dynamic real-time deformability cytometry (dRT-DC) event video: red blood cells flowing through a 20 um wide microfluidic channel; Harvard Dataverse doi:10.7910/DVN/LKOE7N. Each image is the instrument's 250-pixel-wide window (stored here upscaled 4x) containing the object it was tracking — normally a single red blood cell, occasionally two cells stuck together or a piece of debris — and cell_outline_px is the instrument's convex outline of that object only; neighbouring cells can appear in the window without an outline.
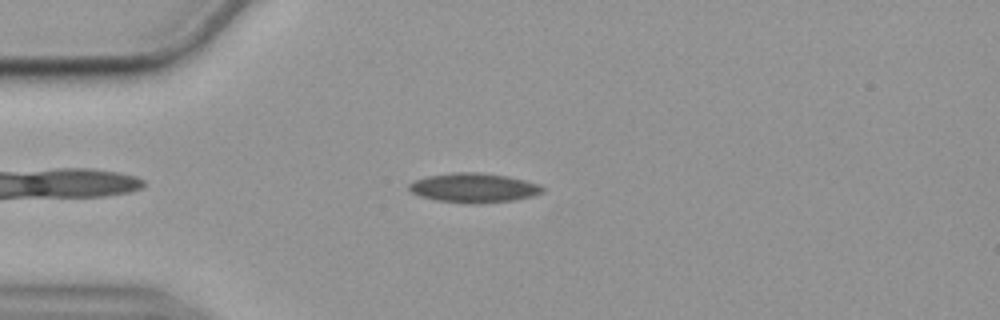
{"species": "common noctule bat (a hibernating species)", "species_latin": "Nyctalus noctula", "temperature_condition": "cold", "stored_images_in_passage": 43, "camera_frame_rate_fps": 3000, "um_per_image_px": 0.085, "animal": {"sex": "female", "body_mass_g": 19.9}, "frame": {"image": 1, "passage_image": 1, "time_ms": 0.0, "image_size_px": [1000, 320], "cell_outline_px": [[544, 192], [532, 196], [512, 200], [436, 200], [420, 196], [412, 192], [408, 188], [408, 184], [412, 180], [428, 176], [452, 172], [480, 172], [508, 176], [540, 184], [544, 188]], "centroid_in_image_um": [40.26, 15.89], "position_along_channel_um": 44.7, "area_um2": 21.85}}
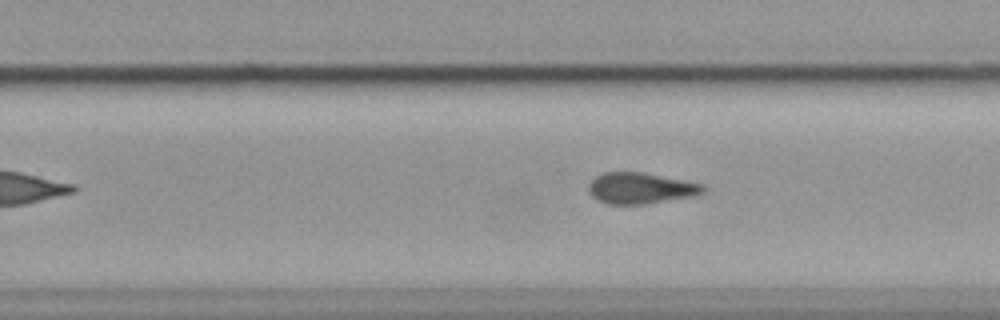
{"frame": {"image": 2, "passage_image": 22, "time_ms": 7.0, "image_size_px": [1000, 320], "cell_outline_px": [[708, 192], [696, 196], [644, 204], [608, 204], [596, 200], [592, 196], [588, 188], [588, 184], [596, 176], [604, 172], [640, 172], [704, 184], [708, 188]], "centroid_in_image_um": [54.5, 16.01], "position_along_channel_um": 275.3, "area_um2": 20.92}}
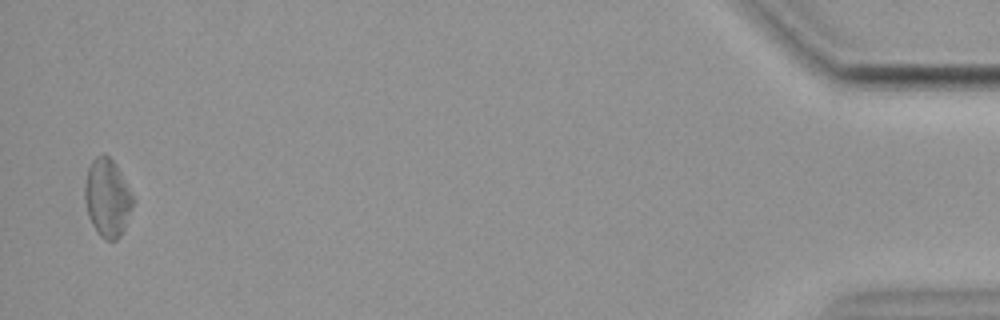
{"frame": {"image": 3, "passage_image": 42, "time_ms": 13.667, "image_size_px": [1000, 320], "cell_outline_px": [[136, 200], [124, 228], [120, 236], [116, 240], [104, 240], [96, 232], [88, 216], [84, 200], [84, 188], [88, 168], [92, 160], [96, 156], [108, 156], [116, 164], [132, 192]], "centroid_in_image_um": [9.13, 16.84], "position_along_channel_um": 426.1, "area_um2": 22.08}, "authors_computed_cell_mechanics": {"area_um2": 21.1548, "velocity_mm_per_s": 3.5587, "shape_relaxation_time_tau1_ms": null, "shape_relaxation_time_tau2_ms": 4.9274, "deformation_change_tau1": null, "deformation_change_tau2": 0.1293}}